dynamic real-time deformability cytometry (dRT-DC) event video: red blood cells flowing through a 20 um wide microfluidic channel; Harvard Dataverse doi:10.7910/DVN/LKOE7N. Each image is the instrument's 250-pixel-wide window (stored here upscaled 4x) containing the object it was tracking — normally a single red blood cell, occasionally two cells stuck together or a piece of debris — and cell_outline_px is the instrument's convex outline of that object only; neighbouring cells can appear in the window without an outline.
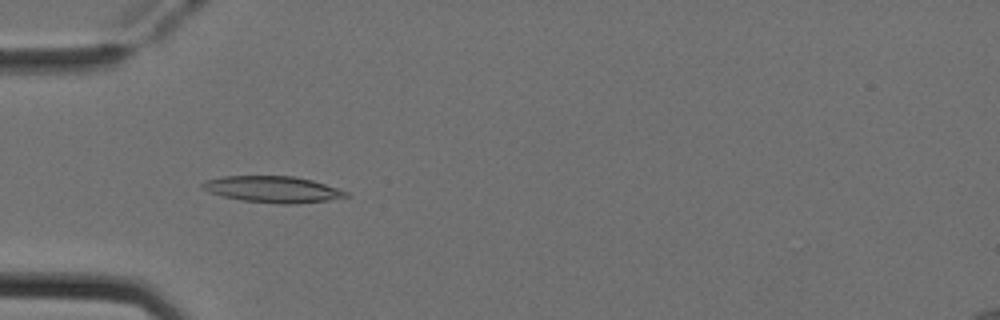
{"species": "Egyptian fruit bat (a non-hibernating species)", "species_latin": "Rousettus aegyptiacus", "temperature_condition": "cold", "stored_images_in_passage": 51, "camera_frame_rate_fps": 3000, "um_per_image_px": 0.085, "animal": {"sex": "female"}, "frame": {"image": 1, "passage_image": 15, "time_ms": 4.667, "image_size_px": [1000, 320], "cell_outline_px": [[352, 196], [328, 200], [296, 204], [280, 204], [240, 200], [208, 192], [200, 184], [204, 180], [224, 176], [292, 176], [312, 180], [348, 192]], "centroid_in_image_um": [23.19, 16.1], "position_along_channel_um": 61.8, "area_um2": 22.02}}
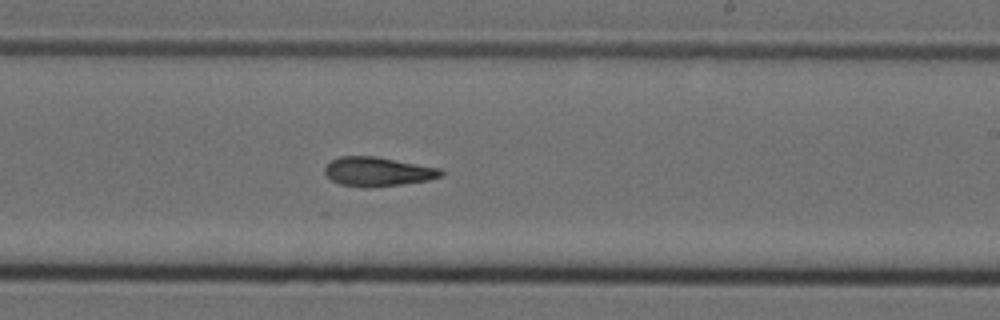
{"frame": {"image": 2, "passage_image": 30, "time_ms": 9.667, "image_size_px": [1000, 320], "cell_outline_px": [[444, 172], [440, 176], [428, 180], [400, 184], [368, 188], [364, 188], [340, 184], [332, 180], [324, 172], [324, 168], [332, 160], [340, 156], [376, 156], [440, 168]], "centroid_in_image_um": [32.09, 14.59], "position_along_channel_um": 256.9, "area_um2": 19.65}}
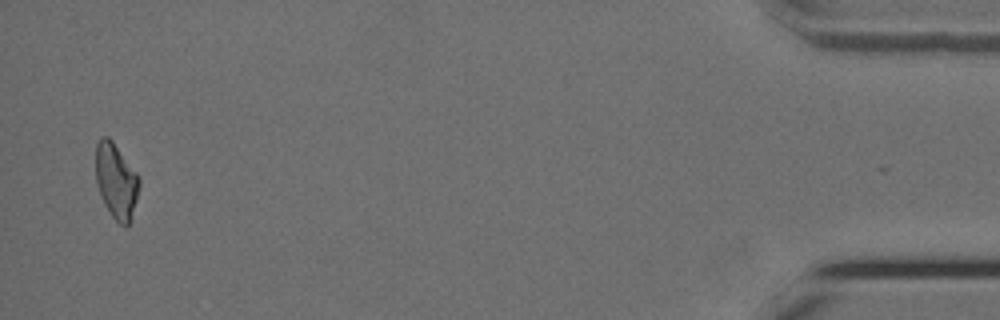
{"frame": {"image": 3, "passage_image": 49, "time_ms": 16.0, "image_size_px": [1000, 320], "cell_outline_px": [[140, 184], [136, 200], [128, 224], [124, 228], [112, 216], [104, 204], [96, 180], [96, 144], [104, 136], [108, 136], [112, 140], [136, 172], [140, 180]], "centroid_in_image_um": [9.87, 15.37], "position_along_channel_um": 425.3, "area_um2": 18.67}, "authors_computed_cell_mechanics": {"area_um2": 19.8254, "velocity_mm_per_s": 3.9564, "shape_relaxation_time_tau1_ms": 7.9743, "shape_relaxation_time_tau2_ms": 6.608, "deformation_change_tau1": 0.2115, "deformation_change_tau2": 0.1624}}